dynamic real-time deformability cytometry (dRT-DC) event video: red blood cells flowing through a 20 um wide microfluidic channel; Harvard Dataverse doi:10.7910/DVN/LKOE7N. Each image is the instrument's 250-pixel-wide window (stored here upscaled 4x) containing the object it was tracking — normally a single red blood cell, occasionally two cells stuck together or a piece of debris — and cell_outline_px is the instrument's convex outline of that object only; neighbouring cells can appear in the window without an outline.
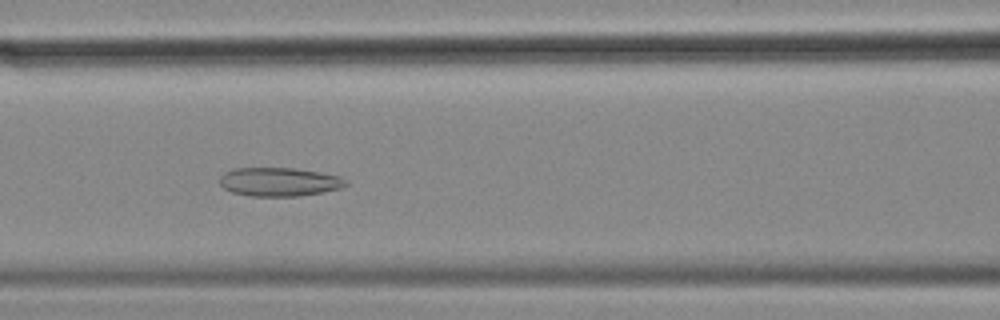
{"species": "common noctule bat (a hibernating species)", "species_latin": "Nyctalus noctula", "temperature_condition": "cold", "stored_images_in_passage": 58, "camera_frame_rate_fps": 3000, "um_per_image_px": 0.085, "animal": {"sex": "female", "body_mass_g": 18.4}, "frame": {"image": 1, "passage_image": 24, "time_ms": 7.667, "image_size_px": [1000, 320], "cell_outline_px": [[348, 184], [340, 188], [324, 192], [300, 196], [252, 196], [232, 192], [224, 188], [220, 184], [220, 176], [224, 172], [232, 168], [292, 168], [320, 172], [340, 176]], "centroid_in_image_um": [23.72, 15.45], "position_along_channel_um": 142.9, "area_um2": 21.1}}
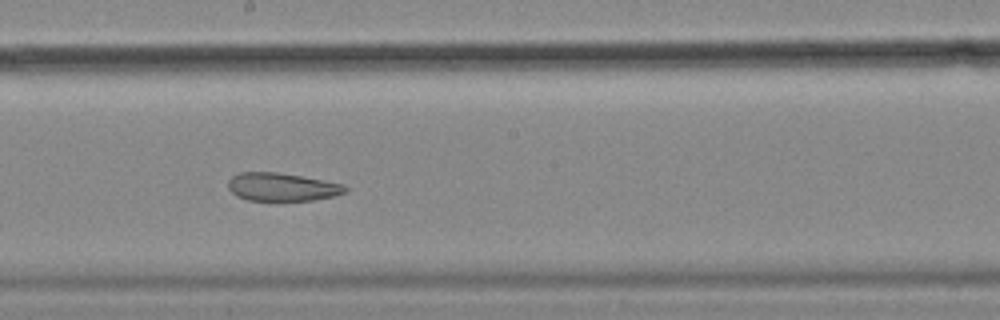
{"frame": {"image": 2, "passage_image": 31, "time_ms": 10.0, "image_size_px": [1000, 320], "cell_outline_px": [[348, 192], [336, 196], [312, 200], [248, 200], [236, 196], [228, 188], [228, 180], [232, 176], [240, 172], [276, 172], [300, 176], [344, 184], [348, 188]], "centroid_in_image_um": [23.98, 15.89], "position_along_channel_um": 224.2, "area_um2": 19.19}}
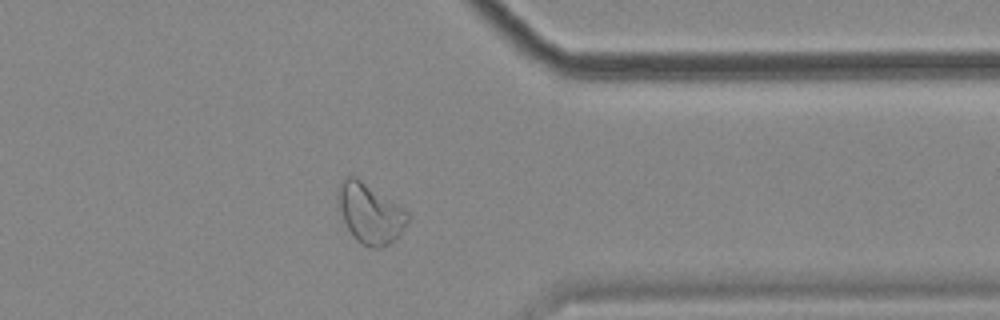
{"frame": {"image": 3, "passage_image": 45, "time_ms": 14.667, "image_size_px": [1000, 320], "cell_outline_px": [[408, 220], [400, 232], [388, 244], [380, 248], [372, 248], [356, 240], [348, 228], [344, 220], [336, 196], [336, 188], [348, 176], [356, 176], [404, 208], [408, 212]], "centroid_in_image_um": [31.43, 18.1], "position_along_channel_um": 380.0, "area_um2": 23.87}, "authors_computed_cell_mechanics": {"area_um2": 26.4724, "velocity_mm_per_s": 3.4996, "shape_relaxation_time_tau1_ms": null, "shape_relaxation_time_tau2_ms": 2.9972, "deformation_change_tau1": null, "deformation_change_tau2": 0.1008}}